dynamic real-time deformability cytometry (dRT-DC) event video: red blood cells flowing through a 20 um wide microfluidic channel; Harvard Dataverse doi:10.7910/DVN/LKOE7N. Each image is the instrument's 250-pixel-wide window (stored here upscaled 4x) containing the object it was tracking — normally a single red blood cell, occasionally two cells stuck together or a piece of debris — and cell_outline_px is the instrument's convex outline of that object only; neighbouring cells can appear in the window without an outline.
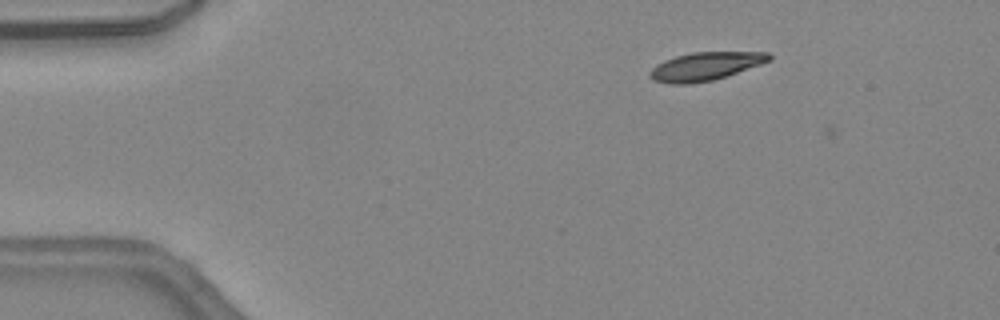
{"species": "common noctule bat (a hibernating species)", "species_latin": "Nyctalus noctula", "temperature_condition": "warm", "stored_images_in_passage": 3, "camera_frame_rate_fps": 3000, "um_per_image_px": 0.085, "animal": {"sex": "female", "body_mass_g": 24.6, "forearm_length_mm": 56.2}, "frame": {"image": 1, "passage_image": 1, "time_ms": 0.0, "image_size_px": [1000, 320], "cell_outline_px": [[772, 60], [712, 80], [688, 84], [672, 84], [652, 80], [648, 76], [648, 72], [656, 64], [664, 60], [676, 56], [692, 52], [768, 52], [772, 56]], "centroid_in_image_um": [59.9, 5.63], "position_along_channel_um": 25.1, "area_um2": 19.48}}